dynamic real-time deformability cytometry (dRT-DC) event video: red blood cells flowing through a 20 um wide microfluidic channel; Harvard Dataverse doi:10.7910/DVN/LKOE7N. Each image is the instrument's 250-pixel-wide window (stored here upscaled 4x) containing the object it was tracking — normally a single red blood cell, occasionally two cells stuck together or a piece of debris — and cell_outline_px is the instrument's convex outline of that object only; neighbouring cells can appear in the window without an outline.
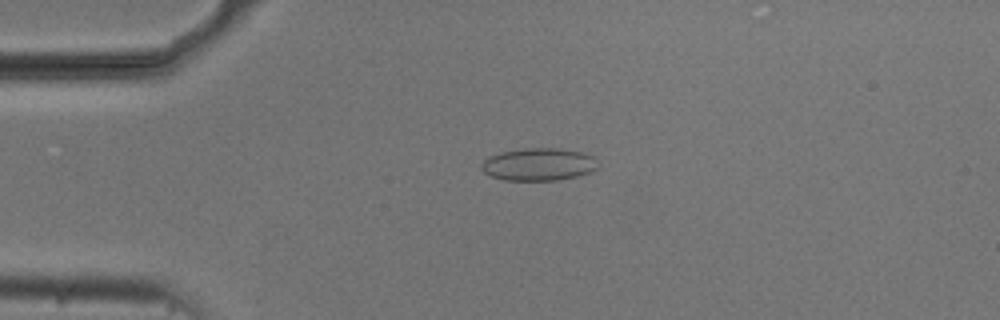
{"species": "common noctule bat (a hibernating species)", "species_latin": "Nyctalus noctula", "temperature_condition": "cold", "stored_images_in_passage": 41, "camera_frame_rate_fps": 3000, "um_per_image_px": 0.085, "animal": {"sex": "male", "body_mass_g": 20.5, "forearm_length_mm": 52.5}, "frame": {"image": 1, "passage_image": 13, "time_ms": 4.0, "image_size_px": [1000, 320], "cell_outline_px": [[596, 168], [592, 172], [576, 176], [556, 180], [504, 180], [492, 176], [484, 172], [480, 168], [480, 164], [488, 156], [500, 152], [524, 148], [560, 148], [580, 152], [596, 156]], "centroid_in_image_um": [45.76, 13.96], "position_along_channel_um": 39.2, "area_um2": 22.2}}
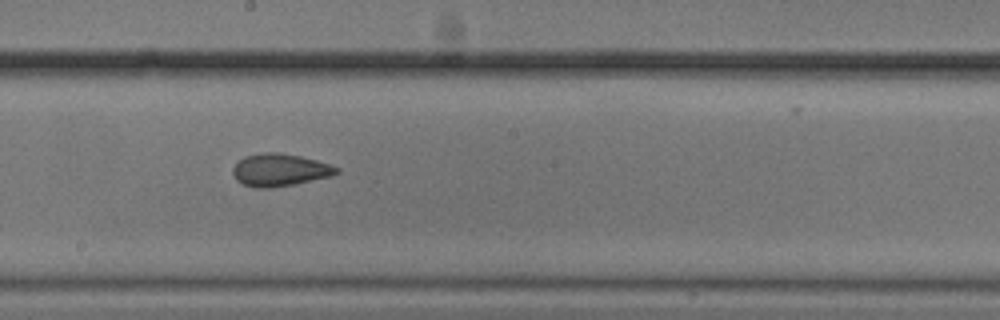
{"frame": {"image": 2, "passage_image": 30, "time_ms": 9.667, "image_size_px": [1000, 320], "cell_outline_px": [[340, 172], [332, 176], [292, 184], [268, 188], [256, 188], [244, 184], [236, 180], [232, 172], [232, 168], [244, 156], [264, 152], [280, 152], [300, 156], [316, 160], [340, 168]], "centroid_in_image_um": [23.78, 14.44], "position_along_channel_um": 224.4, "area_um2": 19.54}}
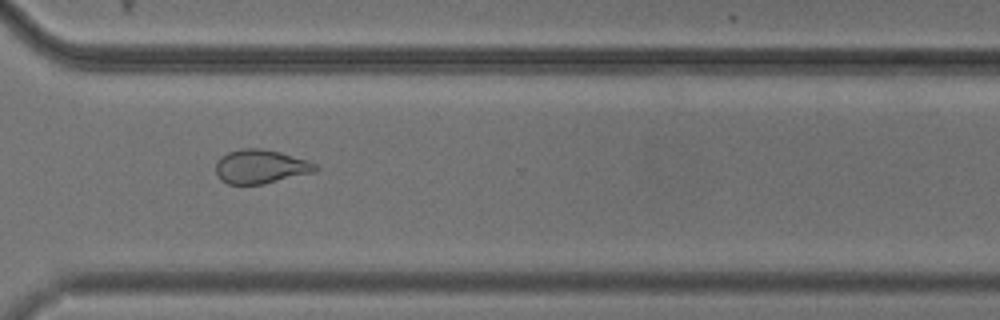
{"frame": {"image": 3, "passage_image": 40, "time_ms": 13.0, "image_size_px": [1000, 320], "cell_outline_px": [[320, 168], [316, 172], [264, 184], [228, 184], [220, 180], [216, 172], [216, 164], [220, 156], [228, 152], [240, 148], [260, 148], [280, 152], [308, 160], [316, 164]], "centroid_in_image_um": [22.17, 14.16], "position_along_channel_um": 348.4, "area_um2": 19.94}}